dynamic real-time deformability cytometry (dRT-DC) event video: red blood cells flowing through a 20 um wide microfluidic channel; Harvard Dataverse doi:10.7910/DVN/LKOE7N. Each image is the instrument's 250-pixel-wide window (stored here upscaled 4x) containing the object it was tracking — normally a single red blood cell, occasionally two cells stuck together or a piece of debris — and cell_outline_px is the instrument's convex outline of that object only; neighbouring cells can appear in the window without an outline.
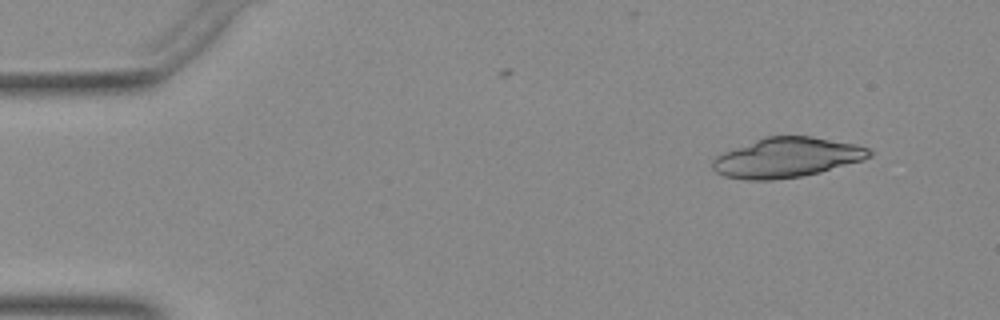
{"species": "Egyptian fruit bat (a non-hibernating species)", "species_latin": "Rousettus aegyptiacus", "temperature_condition": "warm", "stored_images_in_passage": 10, "camera_frame_rate_fps": 3000, "um_per_image_px": 0.085, "animal": {"sex": "female"}, "frame": {"image": 1, "passage_image": 1, "time_ms": 0.0, "image_size_px": [1000, 320], "cell_outline_px": [[872, 156], [864, 160], [820, 172], [800, 176], [772, 180], [748, 180], [724, 176], [716, 172], [712, 168], [712, 160], [716, 156], [724, 152], [764, 136], [812, 136], [856, 144], [868, 148], [872, 152]], "centroid_in_image_um": [66.89, 13.39], "position_along_channel_um": 18.1, "area_um2": 36.36}}